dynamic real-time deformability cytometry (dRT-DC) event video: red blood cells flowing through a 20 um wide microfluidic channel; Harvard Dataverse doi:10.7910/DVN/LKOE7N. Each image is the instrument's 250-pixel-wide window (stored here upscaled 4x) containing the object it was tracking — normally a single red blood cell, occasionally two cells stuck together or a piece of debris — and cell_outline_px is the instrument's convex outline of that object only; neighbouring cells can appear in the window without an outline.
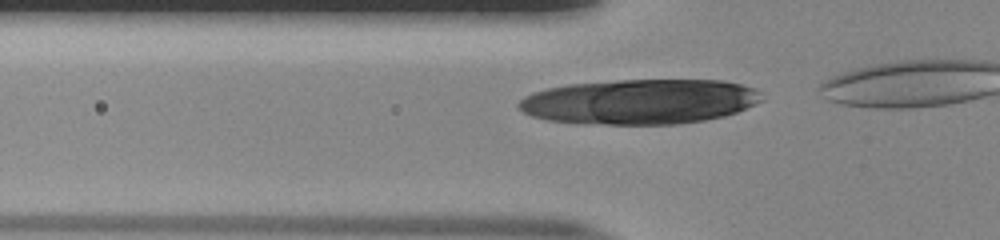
{"species": "human", "species_latin": "Homo sapiens", "temperature_condition": "room temperature", "stored_images_in_passage": 21, "camera_frame_rate_fps": 3000, "um_per_image_px": 0.085, "donor": {"sex": "male"}, "frame": {"image": 1, "passage_image": 15, "time_ms": 4.667, "image_size_px": [1000, 240], "cell_outline_px": [[764, 100], [756, 104], [736, 112], [724, 116], [704, 120], [680, 124], [580, 124], [548, 120], [532, 116], [516, 108], [516, 104], [524, 96], [532, 92], [548, 88], [568, 84], [616, 80], [724, 80], [740, 84], [752, 88]], "centroid_in_image_um": [54.32, 8.64], "position_along_channel_um": 71.5, "area_um2": 63.98}}
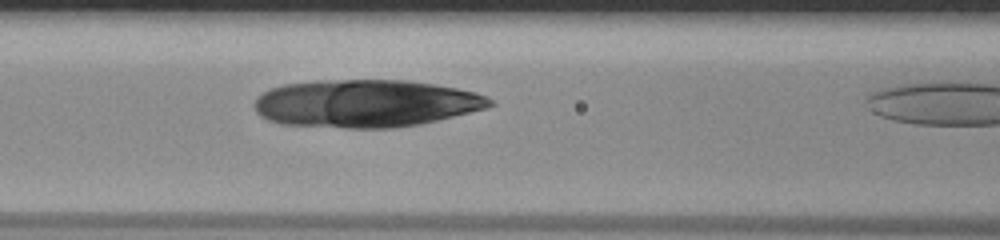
{"frame": {"image": 2, "passage_image": 20, "time_ms": 6.333, "image_size_px": [1000, 240], "cell_outline_px": [[496, 104], [488, 108], [420, 124], [396, 128], [344, 128], [280, 124], [268, 120], [260, 116], [256, 112], [256, 96], [272, 88], [284, 84], [316, 80], [408, 80], [456, 88], [476, 92], [492, 100]], "centroid_in_image_um": [31.08, 8.8], "position_along_channel_um": 135.5, "area_um2": 65.6}}